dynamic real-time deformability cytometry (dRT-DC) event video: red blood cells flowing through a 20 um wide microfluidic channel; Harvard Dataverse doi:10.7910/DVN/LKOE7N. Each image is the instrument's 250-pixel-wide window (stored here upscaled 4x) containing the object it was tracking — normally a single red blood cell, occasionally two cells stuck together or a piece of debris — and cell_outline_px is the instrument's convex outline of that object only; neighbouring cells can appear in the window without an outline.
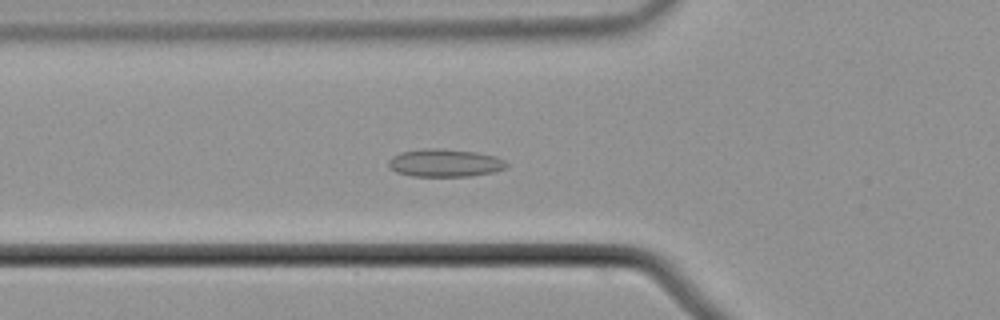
{"species": "common noctule bat (a hibernating species)", "species_latin": "Nyctalus noctula", "temperature_condition": "cold", "stored_images_in_passage": 57, "camera_frame_rate_fps": 3000, "um_per_image_px": 0.085, "animal": {"sex": "male", "body_mass_g": 21.5, "forearm_length_mm": 52.0}, "frame": {"image": 1, "passage_image": 21, "time_ms": 6.667, "image_size_px": [1000, 320], "cell_outline_px": [[508, 164], [504, 168], [492, 172], [468, 176], [412, 176], [396, 172], [388, 168], [388, 160], [392, 156], [400, 152], [424, 148], [440, 148], [476, 152], [496, 156], [504, 160]], "centroid_in_image_um": [37.76, 13.84], "position_along_channel_um": 88.0, "area_um2": 19.19}}
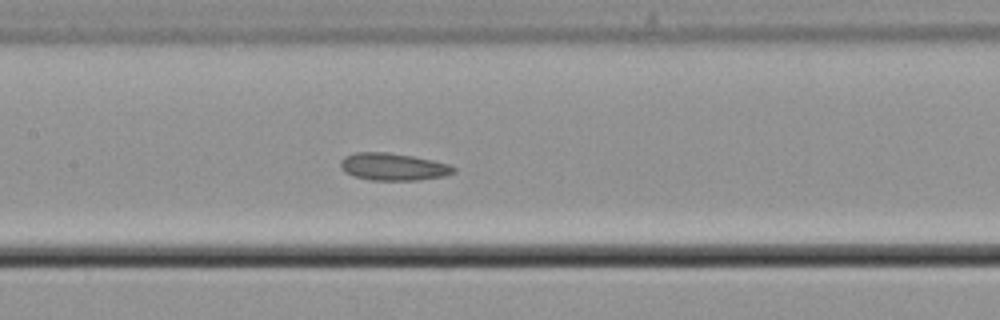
{"frame": {"image": 2, "passage_image": 28, "time_ms": 9.0, "image_size_px": [1000, 320], "cell_outline_px": [[456, 172], [444, 176], [416, 180], [368, 180], [344, 172], [340, 168], [340, 160], [344, 156], [356, 152], [388, 152], [412, 156], [432, 160], [448, 164], [456, 168]], "centroid_in_image_um": [33.39, 14.17], "position_along_channel_um": 174.0, "area_um2": 18.03}}
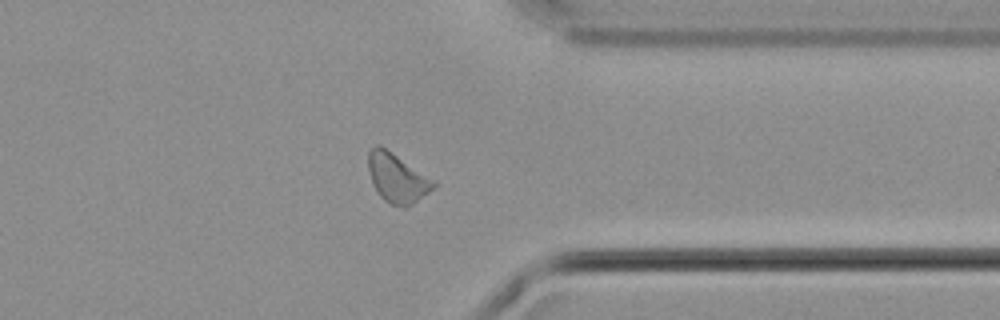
{"frame": {"image": 3, "passage_image": 45, "time_ms": 14.667, "image_size_px": [1000, 320], "cell_outline_px": [[436, 184], [428, 192], [412, 204], [404, 208], [392, 204], [384, 200], [376, 192], [372, 184], [368, 172], [368, 152], [376, 144], [380, 144], [436, 180]], "centroid_in_image_um": [33.73, 15.11], "position_along_channel_um": 377.7, "area_um2": 18.84}, "authors_computed_cell_mechanics": {"area_um2": 18.496, "velocity_mm_per_s": 3.6871, "shape_relaxation_time_tau1_ms": null, "shape_relaxation_time_tau2_ms": 6.2619, "deformation_change_tau1": null, "deformation_change_tau2": 0.1302}}